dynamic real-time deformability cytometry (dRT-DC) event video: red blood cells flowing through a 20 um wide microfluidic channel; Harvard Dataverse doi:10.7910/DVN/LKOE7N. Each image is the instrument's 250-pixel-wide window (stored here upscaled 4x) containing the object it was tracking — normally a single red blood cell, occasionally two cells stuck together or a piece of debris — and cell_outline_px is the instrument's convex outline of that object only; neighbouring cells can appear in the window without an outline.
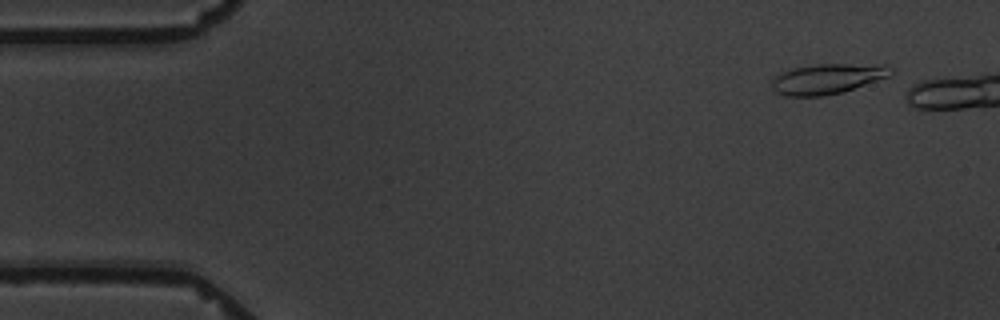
{"species": "common noctule bat (a hibernating species)", "species_latin": "Nyctalus noctula", "temperature_condition": "warm", "stored_images_in_passage": 5, "camera_frame_rate_fps": 3000, "um_per_image_px": 0.085, "animal": {"sex": "male", "body_mass_g": 19.5, "forearm_length_mm": 54.6}, "frame": {"image": 1, "passage_image": 1, "time_ms": 0.0, "image_size_px": [1000, 320], "cell_outline_px": [[892, 76], [844, 92], [824, 96], [784, 96], [772, 92], [772, 80], [780, 72], [792, 68], [820, 64], [888, 64], [892, 68]], "centroid_in_image_um": [70.36, 6.7], "position_along_channel_um": 14.6, "area_um2": 21.44}}